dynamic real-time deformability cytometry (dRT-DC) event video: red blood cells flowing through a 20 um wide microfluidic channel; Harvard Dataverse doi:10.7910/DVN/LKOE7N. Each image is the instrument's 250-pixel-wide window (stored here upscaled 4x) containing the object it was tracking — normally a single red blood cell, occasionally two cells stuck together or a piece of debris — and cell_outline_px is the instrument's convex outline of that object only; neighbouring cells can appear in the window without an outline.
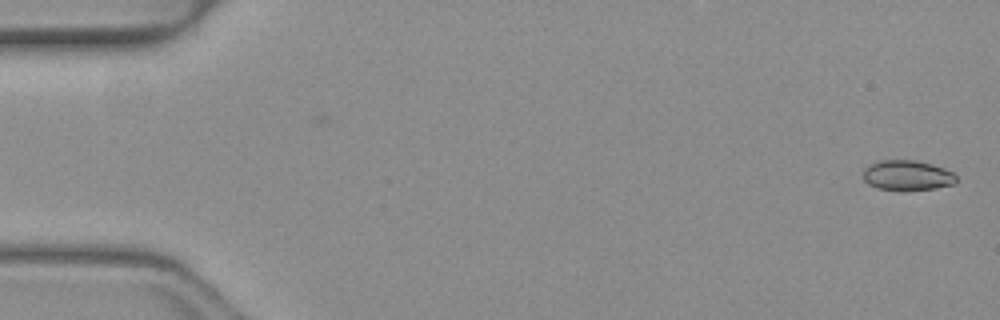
{"species": "common noctule bat (a hibernating species)", "species_latin": "Nyctalus noctula", "temperature_condition": "warm", "stored_images_in_passage": 14, "camera_frame_rate_fps": 3000, "um_per_image_px": 0.085, "animal": {"sex": "female", "body_mass_g": 19.3, "forearm_length_mm": 54.1}, "frame": {"image": 1, "passage_image": 1, "time_ms": 0.0, "image_size_px": [1000, 320], "cell_outline_px": [[956, 180], [952, 184], [936, 188], [880, 188], [868, 184], [864, 180], [864, 168], [868, 164], [880, 160], [916, 160], [932, 164], [944, 168], [952, 172], [956, 176]], "centroid_in_image_um": [77.1, 14.85], "position_along_channel_um": 7.9, "area_um2": 15.78}}
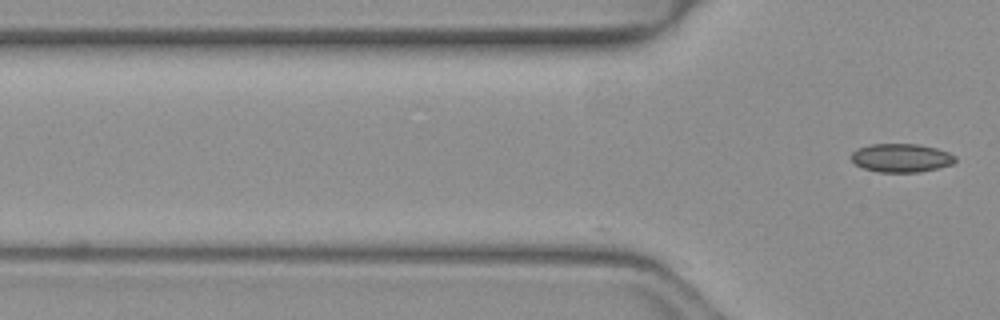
{"frame": {"image": 2, "passage_image": 14, "time_ms": 4.333, "image_size_px": [1000, 320], "cell_outline_px": [[956, 160], [952, 164], [920, 172], [880, 172], [864, 168], [856, 164], [848, 156], [856, 148], [872, 144], [920, 144], [936, 148], [948, 152], [956, 156]], "centroid_in_image_um": [76.58, 13.41], "position_along_channel_um": 49.2, "area_um2": 17.34}}